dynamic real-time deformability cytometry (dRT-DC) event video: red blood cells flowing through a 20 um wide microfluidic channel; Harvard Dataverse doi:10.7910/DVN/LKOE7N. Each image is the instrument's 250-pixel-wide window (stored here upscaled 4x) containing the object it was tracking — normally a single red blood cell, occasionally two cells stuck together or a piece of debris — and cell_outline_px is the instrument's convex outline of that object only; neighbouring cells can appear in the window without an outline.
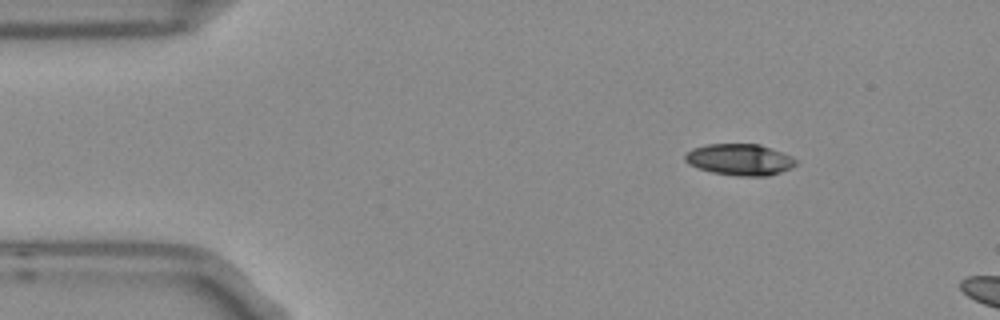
{"species": "Egyptian fruit bat (a non-hibernating species)", "species_latin": "Rousettus aegyptiacus", "temperature_condition": "room temperature", "stored_images_in_passage": 3, "camera_frame_rate_fps": 3000, "um_per_image_px": 0.085, "frame": {"image": 1, "passage_image": 1, "time_ms": 0.0, "image_size_px": [1000, 320], "cell_outline_px": [[796, 164], [792, 168], [768, 176], [736, 176], [712, 172], [688, 164], [684, 160], [684, 156], [692, 148], [708, 144], [760, 144], [772, 148], [792, 156], [796, 160]], "centroid_in_image_um": [62.89, 13.56], "position_along_channel_um": 22.1, "area_um2": 20.35}}